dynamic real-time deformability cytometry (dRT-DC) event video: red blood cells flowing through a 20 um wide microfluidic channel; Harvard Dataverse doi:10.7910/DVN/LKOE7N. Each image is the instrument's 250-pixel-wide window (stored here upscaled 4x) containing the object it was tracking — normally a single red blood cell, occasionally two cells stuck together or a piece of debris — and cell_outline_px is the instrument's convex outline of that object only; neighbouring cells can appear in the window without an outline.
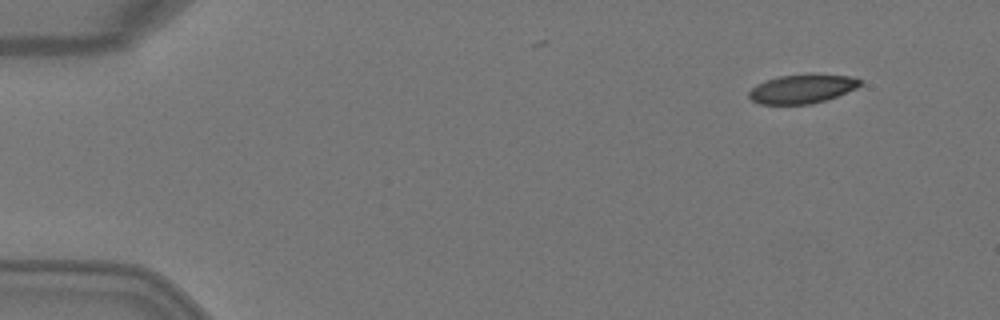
{"species": "Egyptian fruit bat (a non-hibernating species)", "species_latin": "Rousettus aegyptiacus", "temperature_condition": "warm", "stored_images_in_passage": 3, "camera_frame_rate_fps": 3000, "um_per_image_px": 0.085, "animal": {"sex": "female"}, "frame": {"image": 1, "passage_image": 1, "time_ms": 0.0, "image_size_px": [1000, 320], "cell_outline_px": [[860, 84], [856, 88], [836, 96], [812, 104], [760, 104], [752, 100], [748, 96], [748, 92], [756, 84], [780, 76], [808, 72], [812, 72], [856, 76], [860, 80]], "centroid_in_image_um": [68.2, 7.51], "position_along_channel_um": 16.8, "area_um2": 19.13}}
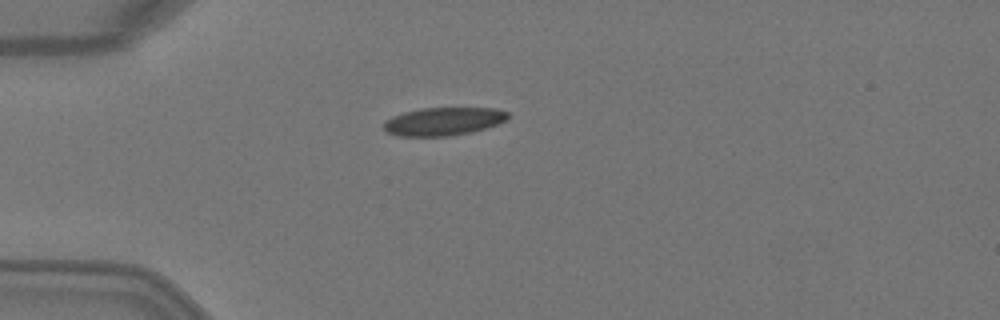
{"frame": {"image": 2, "passage_image": 3, "time_ms": 0.667, "image_size_px": [1000, 320], "cell_outline_px": [[508, 120], [472, 132], [452, 136], [396, 136], [388, 132], [384, 128], [384, 120], [392, 116], [404, 112], [420, 108], [496, 108], [508, 112]], "centroid_in_image_um": [37.68, 10.32], "position_along_channel_um": 47.3, "area_um2": 20.4}}